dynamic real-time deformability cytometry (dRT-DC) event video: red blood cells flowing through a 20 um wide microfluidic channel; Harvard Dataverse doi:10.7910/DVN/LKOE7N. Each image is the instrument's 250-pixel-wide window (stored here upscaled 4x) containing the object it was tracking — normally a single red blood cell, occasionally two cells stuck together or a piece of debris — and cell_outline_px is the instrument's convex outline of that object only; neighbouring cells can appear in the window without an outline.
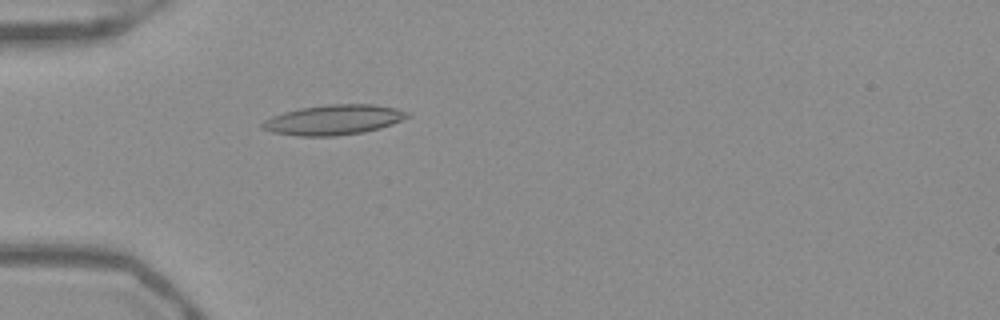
{"species": "Egyptian fruit bat (a non-hibernating species)", "species_latin": "Rousettus aegyptiacus", "temperature_condition": "warm", "stored_images_in_passage": 45, "camera_frame_rate_fps": 3000, "um_per_image_px": 0.085, "frame": {"image": 1, "passage_image": 9, "time_ms": 2.667, "image_size_px": [1000, 320], "cell_outline_px": [[412, 116], [392, 124], [380, 128], [364, 132], [336, 136], [300, 136], [272, 132], [260, 128], [260, 124], [264, 120], [272, 116], [284, 112], [300, 108], [328, 104], [372, 104], [396, 108], [412, 112]], "centroid_in_image_um": [28.39, 10.18], "position_along_channel_um": 56.6, "area_um2": 25.61}}
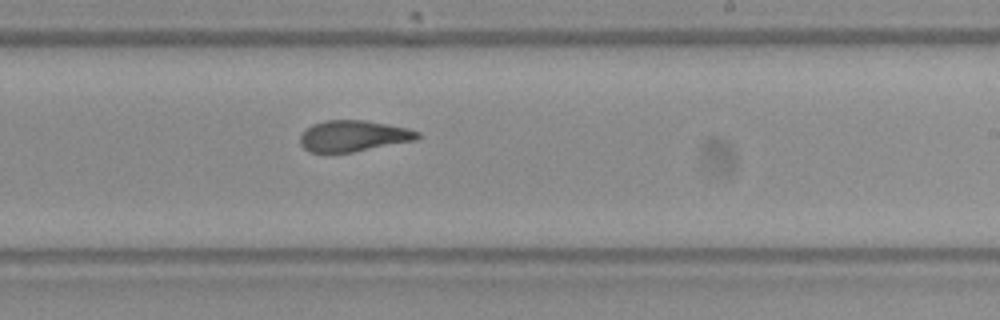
{"frame": {"image": 2, "passage_image": 25, "time_ms": 8.0, "image_size_px": [1000, 320], "cell_outline_px": [[420, 136], [416, 140], [352, 152], [308, 152], [300, 144], [300, 136], [312, 124], [324, 120], [364, 120], [408, 128], [420, 132]], "centroid_in_image_um": [30.04, 11.55], "position_along_channel_um": 259.0, "area_um2": 21.15}}
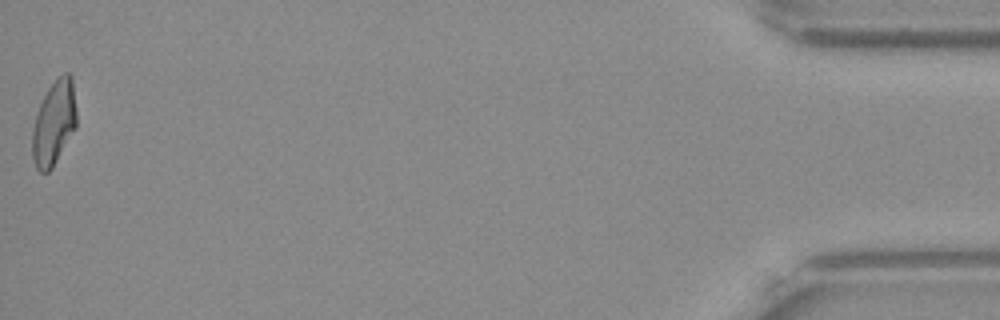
{"frame": {"image": 3, "passage_image": 45, "time_ms": 14.667, "image_size_px": [1000, 320], "cell_outline_px": [[76, 128], [52, 168], [48, 172], [40, 172], [36, 168], [32, 156], [32, 128], [40, 104], [48, 88], [64, 72], [68, 72], [72, 76], [76, 108]], "centroid_in_image_um": [4.59, 10.46], "position_along_channel_um": 430.6, "area_um2": 21.73}, "authors_computed_cell_mechanics": {"area_um2": 22.1952, "velocity_mm_per_s": 3.9335, "shape_relaxation_time_tau1_ms": null, "shape_relaxation_time_tau2_ms": 1.7052, "deformation_change_tau1": null, "deformation_change_tau2": 0.0945}}